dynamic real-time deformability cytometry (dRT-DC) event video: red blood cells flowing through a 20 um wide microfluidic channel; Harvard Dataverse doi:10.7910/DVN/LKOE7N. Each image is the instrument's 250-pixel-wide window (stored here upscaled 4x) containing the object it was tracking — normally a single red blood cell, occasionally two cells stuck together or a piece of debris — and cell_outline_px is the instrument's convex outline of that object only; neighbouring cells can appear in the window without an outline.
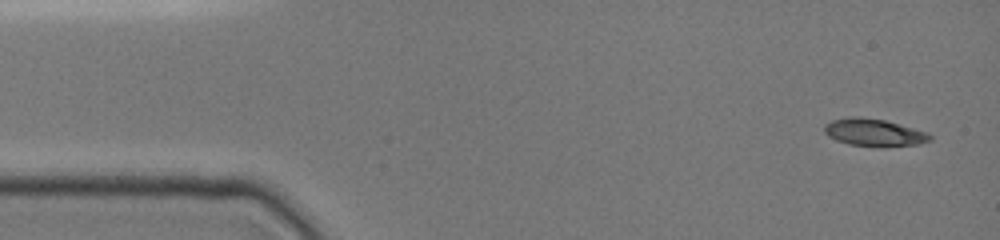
{"species": "common noctule bat (a hibernating species)", "species_latin": "Nyctalus noctula", "temperature_condition": "cold", "stored_images_in_passage": 27, "camera_frame_rate_fps": 3000, "um_per_image_px": 0.085, "animal": {"sex": "female", "body_mass_g": 19.0, "forearm_length_mm": 51.5}, "frame": {"image": 1, "passage_image": 1, "time_ms": 0.0, "image_size_px": [1000, 240], "cell_outline_px": [[932, 140], [920, 144], [848, 144], [836, 140], [828, 136], [824, 132], [824, 124], [832, 120], [848, 116], [860, 116], [884, 120], [928, 132], [932, 136]], "centroid_in_image_um": [74.25, 11.21], "position_along_channel_um": 10.8, "area_um2": 16.24}}
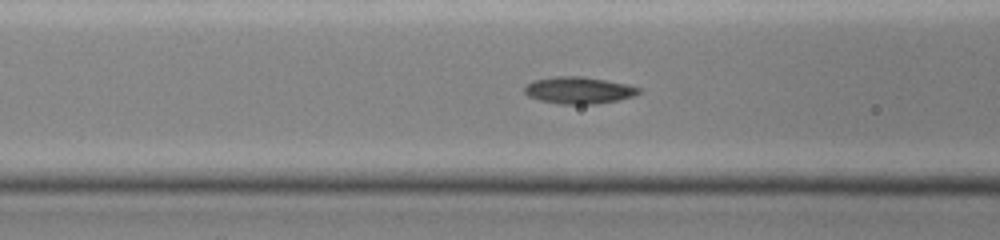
{"frame": {"image": 2, "passage_image": 16, "time_ms": 5.333, "image_size_px": [1000, 240], "cell_outline_px": [[640, 92], [632, 96], [616, 100], [596, 104], [560, 104], [540, 100], [528, 96], [524, 92], [524, 88], [532, 80], [556, 76], [580, 76], [628, 84], [640, 88]], "centroid_in_image_um": [49.16, 7.67], "position_along_channel_um": 117.4, "area_um2": 17.74}}
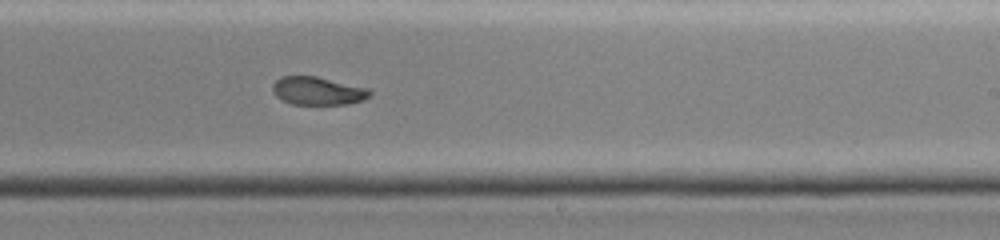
{"frame": {"image": 3, "passage_image": 27, "time_ms": 9.0, "image_size_px": [1000, 240], "cell_outline_px": [[372, 92], [364, 100], [348, 104], [292, 104], [276, 96], [272, 92], [272, 84], [280, 76], [316, 76], [368, 88]], "centroid_in_image_um": [26.99, 7.72], "position_along_channel_um": 262.0, "area_um2": 15.9}}